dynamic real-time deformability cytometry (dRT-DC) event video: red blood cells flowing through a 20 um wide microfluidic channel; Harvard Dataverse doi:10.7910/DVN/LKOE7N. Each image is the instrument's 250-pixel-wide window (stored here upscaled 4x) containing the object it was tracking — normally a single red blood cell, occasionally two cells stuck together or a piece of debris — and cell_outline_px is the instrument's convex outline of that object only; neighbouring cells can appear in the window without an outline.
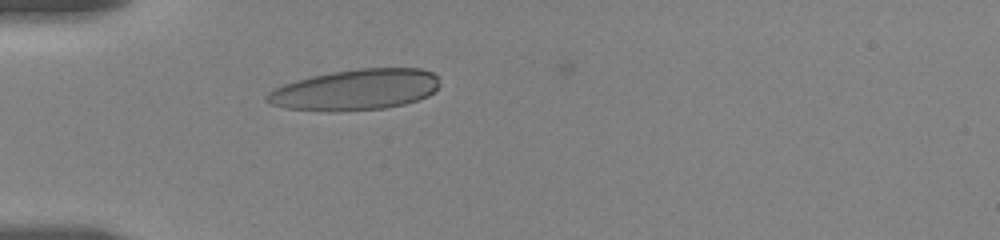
{"species": "human", "species_latin": "Homo sapiens", "temperature_condition": "room temperature", "stored_images_in_passage": 15, "camera_frame_rate_fps": 3000, "um_per_image_px": 0.085, "donor": {"sex": "female"}, "frame": {"image": 1, "passage_image": 7, "time_ms": 4.333, "image_size_px": [1000, 240], "cell_outline_px": [[440, 84], [428, 96], [404, 104], [384, 108], [332, 112], [284, 108], [272, 104], [264, 100], [264, 96], [272, 88], [296, 80], [312, 76], [332, 72], [360, 68], [420, 68], [432, 72], [436, 76]], "centroid_in_image_um": [30.17, 7.63], "position_along_channel_um": 54.8, "area_um2": 41.27}}
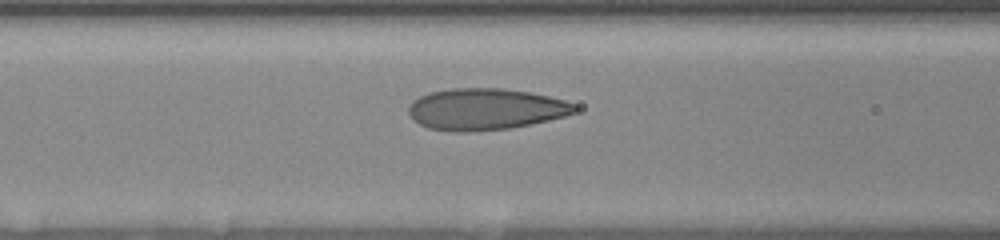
{"frame": {"image": 2, "passage_image": 12, "time_ms": 6.667, "image_size_px": [1000, 240], "cell_outline_px": [[576, 112], [564, 116], [532, 124], [508, 128], [464, 132], [452, 132], [428, 128], [420, 124], [408, 112], [408, 108], [412, 100], [428, 92], [452, 88], [500, 88], [528, 92], [548, 96], [564, 100], [572, 104], [576, 108]], "centroid_in_image_um": [41.22, 9.28], "position_along_channel_um": 125.4, "area_um2": 40.0}}
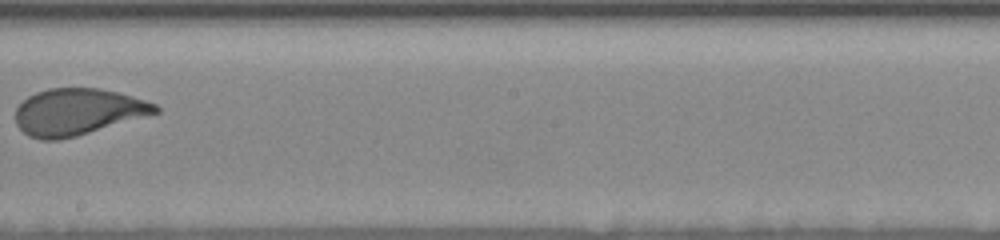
{"frame": {"image": 3, "passage_image": 15, "time_ms": 10.0, "image_size_px": [1000, 240], "cell_outline_px": [[160, 112], [76, 136], [60, 140], [40, 140], [28, 136], [16, 124], [16, 108], [28, 96], [36, 92], [48, 88], [100, 88], [132, 96], [156, 104], [160, 108]], "centroid_in_image_um": [6.58, 9.51], "position_along_channel_um": 241.6, "area_um2": 37.86}}